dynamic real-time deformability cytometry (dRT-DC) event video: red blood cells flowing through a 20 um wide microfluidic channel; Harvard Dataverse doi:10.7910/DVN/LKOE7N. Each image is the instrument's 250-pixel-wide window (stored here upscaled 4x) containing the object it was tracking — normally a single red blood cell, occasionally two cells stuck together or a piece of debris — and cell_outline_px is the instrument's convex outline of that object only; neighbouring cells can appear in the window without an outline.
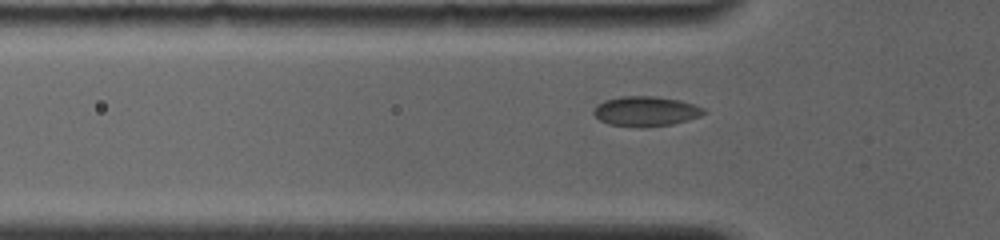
{"species": "common noctule bat (a hibernating species)", "species_latin": "Nyctalus noctula", "temperature_condition": "room temperature", "stored_images_in_passage": 24, "camera_frame_rate_fps": 4000, "um_per_image_px": 0.085, "animal": {"sex": "female", "body_mass_g": 19.0, "forearm_length_mm": 56.7}, "frame": {"image": 1, "passage_image": 2, "time_ms": 0.25, "image_size_px": [1000, 240], "cell_outline_px": [[708, 112], [700, 116], [688, 120], [672, 124], [644, 128], [640, 128], [608, 124], [600, 120], [592, 112], [596, 104], [604, 100], [620, 96], [656, 96], [680, 100], [704, 108]], "centroid_in_image_um": [54.88, 9.46], "position_along_channel_um": 70.9, "area_um2": 19.48}}
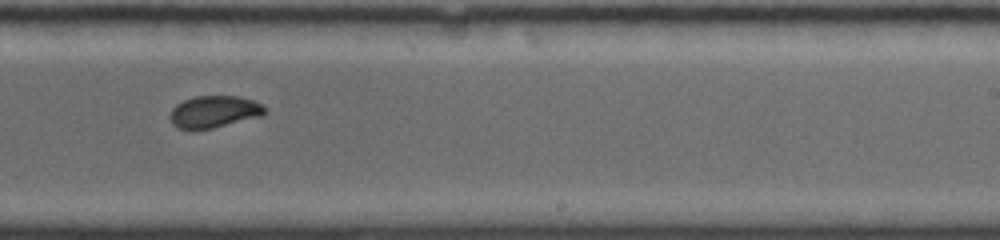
{"frame": {"image": 2, "passage_image": 11, "time_ms": 5.5, "image_size_px": [1000, 240], "cell_outline_px": [[264, 116], [212, 128], [192, 132], [176, 128], [172, 124], [168, 116], [172, 108], [176, 104], [184, 100], [196, 96], [236, 96], [252, 100], [260, 104], [264, 108]], "centroid_in_image_um": [18.12, 9.54], "position_along_channel_um": 270.9, "area_um2": 18.03}}
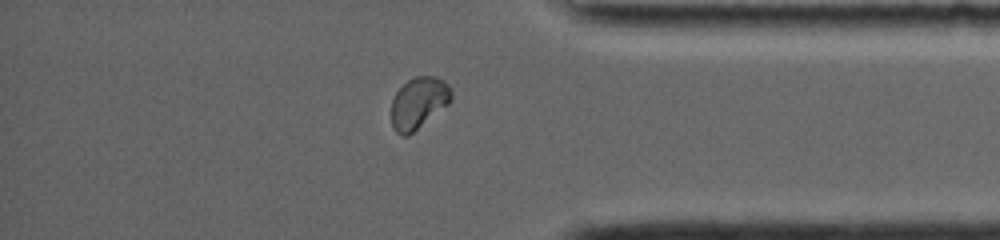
{"frame": {"image": 3, "passage_image": 20, "time_ms": 9.0, "image_size_px": [1000, 240], "cell_outline_px": [[452, 100], [448, 104], [408, 136], [400, 136], [392, 128], [392, 100], [396, 92], [408, 80], [416, 76], [436, 76], [444, 80], [452, 88]], "centroid_in_image_um": [35.59, 8.74], "position_along_channel_um": 399.6, "area_um2": 18.03}}